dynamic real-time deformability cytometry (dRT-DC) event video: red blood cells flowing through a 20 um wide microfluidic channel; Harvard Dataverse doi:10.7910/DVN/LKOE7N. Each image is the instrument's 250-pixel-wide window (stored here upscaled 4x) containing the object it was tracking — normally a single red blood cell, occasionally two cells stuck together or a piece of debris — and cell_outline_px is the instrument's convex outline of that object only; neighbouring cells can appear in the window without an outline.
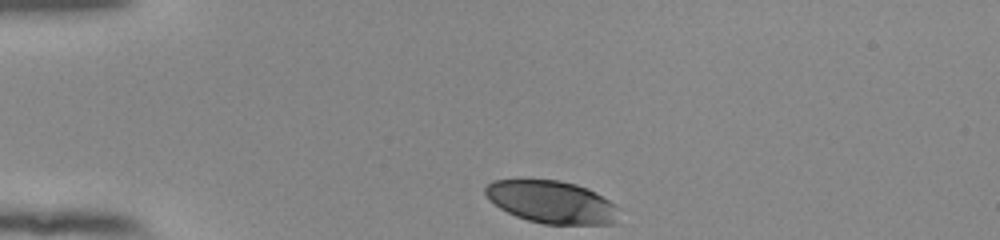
{"species": "human", "species_latin": "Homo sapiens", "temperature_condition": "room temperature", "stored_images_in_passage": 34, "camera_frame_rate_fps": 3000, "um_per_image_px": 0.085, "donor": {"sex": "female"}, "frame": {"image": 1, "passage_image": 1, "time_ms": 0.0, "image_size_px": [1000, 240], "cell_outline_px": [[620, 208], [616, 224], [544, 224], [528, 220], [516, 216], [500, 208], [484, 192], [484, 188], [492, 180], [560, 180], [576, 184], [588, 188], [596, 192], [616, 204]], "centroid_in_image_um": [46.96, 17.17], "position_along_channel_um": 38.0, "area_um2": 33.18}}
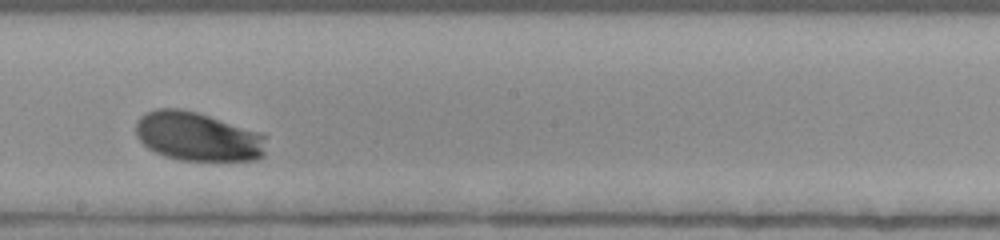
{"frame": {"image": 2, "passage_image": 20, "time_ms": 6.333, "image_size_px": [1000, 240], "cell_outline_px": [[264, 156], [256, 160], [180, 160], [164, 156], [148, 148], [136, 136], [136, 120], [144, 112], [156, 108], [180, 108], [196, 112], [260, 132], [264, 136]], "centroid_in_image_um": [16.76, 11.6], "position_along_channel_um": 231.4, "area_um2": 37.17}}
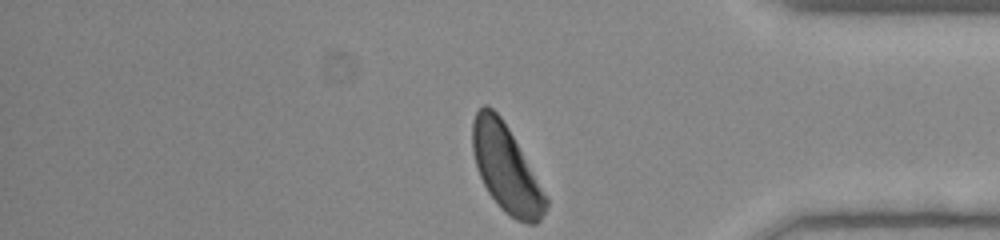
{"frame": {"image": 3, "passage_image": 34, "time_ms": 11.0, "image_size_px": [1000, 240], "cell_outline_px": [[548, 204], [540, 220], [536, 224], [528, 224], [516, 220], [504, 212], [500, 208], [488, 192], [476, 168], [472, 152], [472, 120], [476, 112], [484, 104], [488, 104], [500, 116], [508, 128], [548, 200]], "centroid_in_image_um": [42.97, 14.33], "position_along_channel_um": 392.2, "area_um2": 36.65}, "authors_computed_cell_mechanics": {"area_um2": 36.5874, "velocity_mm_per_s": 3.8145, "shape_relaxation_time_tau1_ms": 1.3785, "shape_relaxation_time_tau2_ms": null, "deformation_change_tau1": 0.0901, "deformation_change_tau2": null}}